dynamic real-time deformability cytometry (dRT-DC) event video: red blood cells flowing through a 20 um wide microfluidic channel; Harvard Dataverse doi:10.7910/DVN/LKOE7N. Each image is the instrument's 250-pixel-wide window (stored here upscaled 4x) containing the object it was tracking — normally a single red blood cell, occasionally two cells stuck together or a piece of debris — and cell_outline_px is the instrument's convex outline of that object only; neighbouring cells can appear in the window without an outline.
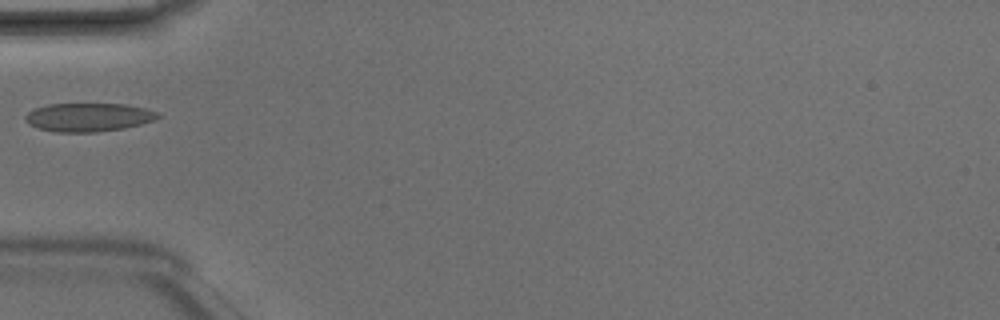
{"species": "Egyptian fruit bat (a non-hibernating species)", "species_latin": "Rousettus aegyptiacus", "temperature_condition": "room temperature", "stored_images_in_passage": 2, "camera_frame_rate_fps": 3000, "um_per_image_px": 0.085, "animal": {"sex": "male"}, "frame": {"image": 1, "passage_image": 2, "time_ms": 0.333, "image_size_px": [1000, 320], "cell_outline_px": [[160, 116], [156, 120], [124, 128], [96, 132], [56, 132], [36, 128], [28, 124], [24, 120], [24, 116], [28, 112], [36, 108], [48, 104], [124, 104], [144, 108], [156, 112]], "centroid_in_image_um": [7.48, 9.97], "position_along_channel_um": 77.5, "area_um2": 22.02}}